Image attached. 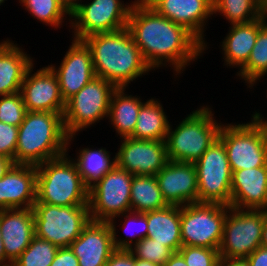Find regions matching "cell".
<instances>
[{"label":"cell","mask_w":267,"mask_h":266,"mask_svg":"<svg viewBox=\"0 0 267 266\" xmlns=\"http://www.w3.org/2000/svg\"><path fill=\"white\" fill-rule=\"evenodd\" d=\"M75 163L84 184L90 188L116 165V157L104 148L80 149ZM112 160V161H111Z\"/></svg>","instance_id":"obj_29"},{"label":"cell","mask_w":267,"mask_h":266,"mask_svg":"<svg viewBox=\"0 0 267 266\" xmlns=\"http://www.w3.org/2000/svg\"><path fill=\"white\" fill-rule=\"evenodd\" d=\"M91 51L96 77L116 88H126L152 70L142 57L129 29L90 36L83 40Z\"/></svg>","instance_id":"obj_2"},{"label":"cell","mask_w":267,"mask_h":266,"mask_svg":"<svg viewBox=\"0 0 267 266\" xmlns=\"http://www.w3.org/2000/svg\"><path fill=\"white\" fill-rule=\"evenodd\" d=\"M67 153L36 166V202L54 206L89 205V188Z\"/></svg>","instance_id":"obj_4"},{"label":"cell","mask_w":267,"mask_h":266,"mask_svg":"<svg viewBox=\"0 0 267 266\" xmlns=\"http://www.w3.org/2000/svg\"><path fill=\"white\" fill-rule=\"evenodd\" d=\"M246 259L250 266H267V248L258 247Z\"/></svg>","instance_id":"obj_41"},{"label":"cell","mask_w":267,"mask_h":266,"mask_svg":"<svg viewBox=\"0 0 267 266\" xmlns=\"http://www.w3.org/2000/svg\"><path fill=\"white\" fill-rule=\"evenodd\" d=\"M129 251L135 258L146 260L161 266L169 260L174 253L169 247H166L152 238L145 237L134 244Z\"/></svg>","instance_id":"obj_34"},{"label":"cell","mask_w":267,"mask_h":266,"mask_svg":"<svg viewBox=\"0 0 267 266\" xmlns=\"http://www.w3.org/2000/svg\"><path fill=\"white\" fill-rule=\"evenodd\" d=\"M0 228L6 258L13 264L35 237L33 209L0 210Z\"/></svg>","instance_id":"obj_21"},{"label":"cell","mask_w":267,"mask_h":266,"mask_svg":"<svg viewBox=\"0 0 267 266\" xmlns=\"http://www.w3.org/2000/svg\"><path fill=\"white\" fill-rule=\"evenodd\" d=\"M14 161L6 156L0 154V179L9 171L14 165Z\"/></svg>","instance_id":"obj_42"},{"label":"cell","mask_w":267,"mask_h":266,"mask_svg":"<svg viewBox=\"0 0 267 266\" xmlns=\"http://www.w3.org/2000/svg\"><path fill=\"white\" fill-rule=\"evenodd\" d=\"M127 28L151 69L170 63L179 75L204 52V45L190 31L138 0L130 9Z\"/></svg>","instance_id":"obj_1"},{"label":"cell","mask_w":267,"mask_h":266,"mask_svg":"<svg viewBox=\"0 0 267 266\" xmlns=\"http://www.w3.org/2000/svg\"><path fill=\"white\" fill-rule=\"evenodd\" d=\"M29 14L46 25L58 28L62 25L64 16L71 13L65 8L60 0H19Z\"/></svg>","instance_id":"obj_32"},{"label":"cell","mask_w":267,"mask_h":266,"mask_svg":"<svg viewBox=\"0 0 267 266\" xmlns=\"http://www.w3.org/2000/svg\"><path fill=\"white\" fill-rule=\"evenodd\" d=\"M221 13L232 24L261 18V0H213V14Z\"/></svg>","instance_id":"obj_31"},{"label":"cell","mask_w":267,"mask_h":266,"mask_svg":"<svg viewBox=\"0 0 267 266\" xmlns=\"http://www.w3.org/2000/svg\"><path fill=\"white\" fill-rule=\"evenodd\" d=\"M140 2H143V3H148L150 0H138Z\"/></svg>","instance_id":"obj_50"},{"label":"cell","mask_w":267,"mask_h":266,"mask_svg":"<svg viewBox=\"0 0 267 266\" xmlns=\"http://www.w3.org/2000/svg\"><path fill=\"white\" fill-rule=\"evenodd\" d=\"M50 67L57 75L65 103L96 77L89 47L84 41L74 38L60 66Z\"/></svg>","instance_id":"obj_16"},{"label":"cell","mask_w":267,"mask_h":266,"mask_svg":"<svg viewBox=\"0 0 267 266\" xmlns=\"http://www.w3.org/2000/svg\"><path fill=\"white\" fill-rule=\"evenodd\" d=\"M33 66L26 71L20 88L26 110L64 114L66 103L60 92L57 75L49 65L32 75Z\"/></svg>","instance_id":"obj_15"},{"label":"cell","mask_w":267,"mask_h":266,"mask_svg":"<svg viewBox=\"0 0 267 266\" xmlns=\"http://www.w3.org/2000/svg\"><path fill=\"white\" fill-rule=\"evenodd\" d=\"M115 89L112 83L95 77L66 102L63 123L68 135L67 145L78 131L99 122L105 116L107 118Z\"/></svg>","instance_id":"obj_9"},{"label":"cell","mask_w":267,"mask_h":266,"mask_svg":"<svg viewBox=\"0 0 267 266\" xmlns=\"http://www.w3.org/2000/svg\"><path fill=\"white\" fill-rule=\"evenodd\" d=\"M63 114L27 111L18 127L15 164L38 166L68 151Z\"/></svg>","instance_id":"obj_3"},{"label":"cell","mask_w":267,"mask_h":266,"mask_svg":"<svg viewBox=\"0 0 267 266\" xmlns=\"http://www.w3.org/2000/svg\"><path fill=\"white\" fill-rule=\"evenodd\" d=\"M132 5L133 2L125 5L120 0H93L88 4L79 2L70 16L74 39L83 41L93 35L126 28Z\"/></svg>","instance_id":"obj_13"},{"label":"cell","mask_w":267,"mask_h":266,"mask_svg":"<svg viewBox=\"0 0 267 266\" xmlns=\"http://www.w3.org/2000/svg\"><path fill=\"white\" fill-rule=\"evenodd\" d=\"M228 213L219 247L220 259L247 258L261 246L262 228L267 217V210L230 207Z\"/></svg>","instance_id":"obj_10"},{"label":"cell","mask_w":267,"mask_h":266,"mask_svg":"<svg viewBox=\"0 0 267 266\" xmlns=\"http://www.w3.org/2000/svg\"><path fill=\"white\" fill-rule=\"evenodd\" d=\"M5 0H0V5H2V3L4 2Z\"/></svg>","instance_id":"obj_51"},{"label":"cell","mask_w":267,"mask_h":266,"mask_svg":"<svg viewBox=\"0 0 267 266\" xmlns=\"http://www.w3.org/2000/svg\"><path fill=\"white\" fill-rule=\"evenodd\" d=\"M78 1L79 0H60L70 13L79 5Z\"/></svg>","instance_id":"obj_46"},{"label":"cell","mask_w":267,"mask_h":266,"mask_svg":"<svg viewBox=\"0 0 267 266\" xmlns=\"http://www.w3.org/2000/svg\"><path fill=\"white\" fill-rule=\"evenodd\" d=\"M178 253L188 266H218L219 250L199 246H181Z\"/></svg>","instance_id":"obj_37"},{"label":"cell","mask_w":267,"mask_h":266,"mask_svg":"<svg viewBox=\"0 0 267 266\" xmlns=\"http://www.w3.org/2000/svg\"><path fill=\"white\" fill-rule=\"evenodd\" d=\"M261 16L265 21H267V0H261Z\"/></svg>","instance_id":"obj_49"},{"label":"cell","mask_w":267,"mask_h":266,"mask_svg":"<svg viewBox=\"0 0 267 266\" xmlns=\"http://www.w3.org/2000/svg\"><path fill=\"white\" fill-rule=\"evenodd\" d=\"M164 266H188L184 261V258L178 253H173Z\"/></svg>","instance_id":"obj_44"},{"label":"cell","mask_w":267,"mask_h":266,"mask_svg":"<svg viewBox=\"0 0 267 266\" xmlns=\"http://www.w3.org/2000/svg\"><path fill=\"white\" fill-rule=\"evenodd\" d=\"M50 266H79V262L70 247H63L58 249Z\"/></svg>","instance_id":"obj_40"},{"label":"cell","mask_w":267,"mask_h":266,"mask_svg":"<svg viewBox=\"0 0 267 266\" xmlns=\"http://www.w3.org/2000/svg\"><path fill=\"white\" fill-rule=\"evenodd\" d=\"M230 206L196 202L180 206L182 246L220 247Z\"/></svg>","instance_id":"obj_8"},{"label":"cell","mask_w":267,"mask_h":266,"mask_svg":"<svg viewBox=\"0 0 267 266\" xmlns=\"http://www.w3.org/2000/svg\"><path fill=\"white\" fill-rule=\"evenodd\" d=\"M158 14L190 31L206 50L205 21L213 15V0H150L147 3ZM205 24V25H204Z\"/></svg>","instance_id":"obj_18"},{"label":"cell","mask_w":267,"mask_h":266,"mask_svg":"<svg viewBox=\"0 0 267 266\" xmlns=\"http://www.w3.org/2000/svg\"><path fill=\"white\" fill-rule=\"evenodd\" d=\"M1 228H0V266H11L12 263L6 258L5 249L3 246V240L1 236Z\"/></svg>","instance_id":"obj_45"},{"label":"cell","mask_w":267,"mask_h":266,"mask_svg":"<svg viewBox=\"0 0 267 266\" xmlns=\"http://www.w3.org/2000/svg\"><path fill=\"white\" fill-rule=\"evenodd\" d=\"M27 113L21 93L1 96L0 122L19 127Z\"/></svg>","instance_id":"obj_36"},{"label":"cell","mask_w":267,"mask_h":266,"mask_svg":"<svg viewBox=\"0 0 267 266\" xmlns=\"http://www.w3.org/2000/svg\"><path fill=\"white\" fill-rule=\"evenodd\" d=\"M36 187V166L14 164L0 179V210L32 208L36 202Z\"/></svg>","instance_id":"obj_20"},{"label":"cell","mask_w":267,"mask_h":266,"mask_svg":"<svg viewBox=\"0 0 267 266\" xmlns=\"http://www.w3.org/2000/svg\"><path fill=\"white\" fill-rule=\"evenodd\" d=\"M105 266H135V257L129 250L116 249Z\"/></svg>","instance_id":"obj_39"},{"label":"cell","mask_w":267,"mask_h":266,"mask_svg":"<svg viewBox=\"0 0 267 266\" xmlns=\"http://www.w3.org/2000/svg\"><path fill=\"white\" fill-rule=\"evenodd\" d=\"M121 139L116 165L134 176H155L169 161L165 141Z\"/></svg>","instance_id":"obj_14"},{"label":"cell","mask_w":267,"mask_h":266,"mask_svg":"<svg viewBox=\"0 0 267 266\" xmlns=\"http://www.w3.org/2000/svg\"><path fill=\"white\" fill-rule=\"evenodd\" d=\"M228 35L222 42L225 63L241 68L247 61L255 45L259 32V19L245 23L232 24Z\"/></svg>","instance_id":"obj_25"},{"label":"cell","mask_w":267,"mask_h":266,"mask_svg":"<svg viewBox=\"0 0 267 266\" xmlns=\"http://www.w3.org/2000/svg\"><path fill=\"white\" fill-rule=\"evenodd\" d=\"M59 247L36 236L12 266H50Z\"/></svg>","instance_id":"obj_33"},{"label":"cell","mask_w":267,"mask_h":266,"mask_svg":"<svg viewBox=\"0 0 267 266\" xmlns=\"http://www.w3.org/2000/svg\"><path fill=\"white\" fill-rule=\"evenodd\" d=\"M18 127L0 122V154L10 158L15 163Z\"/></svg>","instance_id":"obj_38"},{"label":"cell","mask_w":267,"mask_h":266,"mask_svg":"<svg viewBox=\"0 0 267 266\" xmlns=\"http://www.w3.org/2000/svg\"><path fill=\"white\" fill-rule=\"evenodd\" d=\"M125 89L116 88L113 91L107 116L120 138L130 137L133 134L139 110L144 104L136 96H127Z\"/></svg>","instance_id":"obj_26"},{"label":"cell","mask_w":267,"mask_h":266,"mask_svg":"<svg viewBox=\"0 0 267 266\" xmlns=\"http://www.w3.org/2000/svg\"><path fill=\"white\" fill-rule=\"evenodd\" d=\"M69 247L78 258L79 266H105L116 250L110 224L93 220H90Z\"/></svg>","instance_id":"obj_19"},{"label":"cell","mask_w":267,"mask_h":266,"mask_svg":"<svg viewBox=\"0 0 267 266\" xmlns=\"http://www.w3.org/2000/svg\"><path fill=\"white\" fill-rule=\"evenodd\" d=\"M147 237L169 247L174 253L182 246L180 206L168 205L162 209L146 212Z\"/></svg>","instance_id":"obj_24"},{"label":"cell","mask_w":267,"mask_h":266,"mask_svg":"<svg viewBox=\"0 0 267 266\" xmlns=\"http://www.w3.org/2000/svg\"><path fill=\"white\" fill-rule=\"evenodd\" d=\"M198 181V202L230 206L232 171L225 145L217 138L194 163Z\"/></svg>","instance_id":"obj_11"},{"label":"cell","mask_w":267,"mask_h":266,"mask_svg":"<svg viewBox=\"0 0 267 266\" xmlns=\"http://www.w3.org/2000/svg\"><path fill=\"white\" fill-rule=\"evenodd\" d=\"M155 177L169 205L183 206L198 202V181L194 163L169 160Z\"/></svg>","instance_id":"obj_17"},{"label":"cell","mask_w":267,"mask_h":266,"mask_svg":"<svg viewBox=\"0 0 267 266\" xmlns=\"http://www.w3.org/2000/svg\"><path fill=\"white\" fill-rule=\"evenodd\" d=\"M218 266H250L246 258L241 259H220Z\"/></svg>","instance_id":"obj_43"},{"label":"cell","mask_w":267,"mask_h":266,"mask_svg":"<svg viewBox=\"0 0 267 266\" xmlns=\"http://www.w3.org/2000/svg\"><path fill=\"white\" fill-rule=\"evenodd\" d=\"M132 174L115 165L89 188V211L93 221L109 222L131 211Z\"/></svg>","instance_id":"obj_12"},{"label":"cell","mask_w":267,"mask_h":266,"mask_svg":"<svg viewBox=\"0 0 267 266\" xmlns=\"http://www.w3.org/2000/svg\"><path fill=\"white\" fill-rule=\"evenodd\" d=\"M230 207L267 210V165L232 171Z\"/></svg>","instance_id":"obj_22"},{"label":"cell","mask_w":267,"mask_h":266,"mask_svg":"<svg viewBox=\"0 0 267 266\" xmlns=\"http://www.w3.org/2000/svg\"><path fill=\"white\" fill-rule=\"evenodd\" d=\"M261 246L267 248V217L262 228Z\"/></svg>","instance_id":"obj_47"},{"label":"cell","mask_w":267,"mask_h":266,"mask_svg":"<svg viewBox=\"0 0 267 266\" xmlns=\"http://www.w3.org/2000/svg\"><path fill=\"white\" fill-rule=\"evenodd\" d=\"M169 123L160 101L151 98L141 106L135 130L130 137L142 140L165 141L171 125Z\"/></svg>","instance_id":"obj_27"},{"label":"cell","mask_w":267,"mask_h":266,"mask_svg":"<svg viewBox=\"0 0 267 266\" xmlns=\"http://www.w3.org/2000/svg\"><path fill=\"white\" fill-rule=\"evenodd\" d=\"M122 216L124 215V217L126 218V220H124V224L123 227H127V224H131L137 222L138 224H141L142 226V231L140 230L139 232H136L137 234L133 233L132 234V238L128 239V237H125L127 239H121V238H117V233H116V226H115V222L114 220H110L108 223L111 226L112 229V234H113V244L115 249L118 250H129L132 247V242L133 246L134 244H136L137 242L141 241L142 239H144L145 237H147V230H148V223H147V218H146V212L145 213H140V212H134V211H129V212H125V214H121ZM134 220V221H133ZM139 222V223H138ZM140 226V225H139ZM125 230V229H123ZM127 235V233H126ZM131 236V235H130ZM133 238H135V240L133 241Z\"/></svg>","instance_id":"obj_35"},{"label":"cell","mask_w":267,"mask_h":266,"mask_svg":"<svg viewBox=\"0 0 267 266\" xmlns=\"http://www.w3.org/2000/svg\"><path fill=\"white\" fill-rule=\"evenodd\" d=\"M35 236L59 248L69 247L90 222L89 205L54 206L34 203Z\"/></svg>","instance_id":"obj_7"},{"label":"cell","mask_w":267,"mask_h":266,"mask_svg":"<svg viewBox=\"0 0 267 266\" xmlns=\"http://www.w3.org/2000/svg\"><path fill=\"white\" fill-rule=\"evenodd\" d=\"M131 211L145 213L169 204L164 199L155 176L136 175L131 182Z\"/></svg>","instance_id":"obj_28"},{"label":"cell","mask_w":267,"mask_h":266,"mask_svg":"<svg viewBox=\"0 0 267 266\" xmlns=\"http://www.w3.org/2000/svg\"><path fill=\"white\" fill-rule=\"evenodd\" d=\"M211 108L201 106L192 111L176 129L169 126L165 144L170 161L195 163L218 138L221 123L216 122Z\"/></svg>","instance_id":"obj_5"},{"label":"cell","mask_w":267,"mask_h":266,"mask_svg":"<svg viewBox=\"0 0 267 266\" xmlns=\"http://www.w3.org/2000/svg\"><path fill=\"white\" fill-rule=\"evenodd\" d=\"M135 266H161L146 260L135 258Z\"/></svg>","instance_id":"obj_48"},{"label":"cell","mask_w":267,"mask_h":266,"mask_svg":"<svg viewBox=\"0 0 267 266\" xmlns=\"http://www.w3.org/2000/svg\"><path fill=\"white\" fill-rule=\"evenodd\" d=\"M32 58L10 40L0 43V97L20 92Z\"/></svg>","instance_id":"obj_23"},{"label":"cell","mask_w":267,"mask_h":266,"mask_svg":"<svg viewBox=\"0 0 267 266\" xmlns=\"http://www.w3.org/2000/svg\"><path fill=\"white\" fill-rule=\"evenodd\" d=\"M237 74L249 88L267 74V22L262 17L259 18V32L252 52Z\"/></svg>","instance_id":"obj_30"},{"label":"cell","mask_w":267,"mask_h":266,"mask_svg":"<svg viewBox=\"0 0 267 266\" xmlns=\"http://www.w3.org/2000/svg\"><path fill=\"white\" fill-rule=\"evenodd\" d=\"M252 118L246 124L220 128L218 138L225 145L231 171L267 165V121L258 112Z\"/></svg>","instance_id":"obj_6"}]
</instances>
